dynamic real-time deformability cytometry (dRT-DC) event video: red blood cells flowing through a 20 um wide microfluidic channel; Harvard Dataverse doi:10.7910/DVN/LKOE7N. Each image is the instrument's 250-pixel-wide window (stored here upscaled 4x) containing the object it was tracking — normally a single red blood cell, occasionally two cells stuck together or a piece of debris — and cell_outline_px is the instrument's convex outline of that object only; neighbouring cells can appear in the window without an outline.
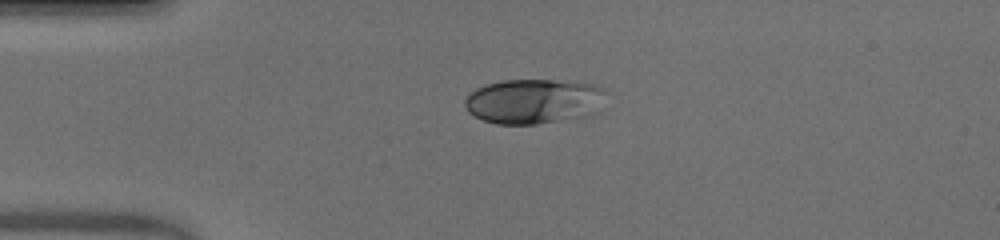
{"species": "human", "species_latin": "Homo sapiens", "temperature_condition": "warm", "stored_images_in_passage": 40, "camera_frame_rate_fps": 3000, "um_per_image_px": 0.085, "donor": {"sex": "male"}, "frame": {"image": 1, "passage_image": 1, "time_ms": 0.0, "image_size_px": [1000, 240], "cell_outline_px": [[608, 92], [600, 112], [588, 116], [536, 124], [496, 124], [484, 120], [468, 112], [464, 104], [464, 100], [476, 88], [488, 84], [504, 80], [552, 80], [592, 84], [604, 88]], "centroid_in_image_um": [45.44, 8.61], "position_along_channel_um": 39.6, "area_um2": 37.22}}
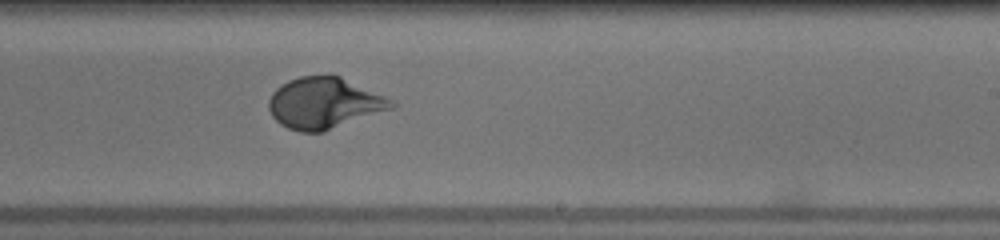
{"frame": {"image": 2, "passage_image": 20, "time_ms": 6.333, "image_size_px": [1000, 240], "cell_outline_px": [[400, 104], [396, 108], [324, 132], [300, 132], [288, 128], [280, 124], [272, 116], [268, 108], [268, 100], [272, 92], [276, 88], [288, 80], [300, 76], [340, 76], [384, 96]], "centroid_in_image_um": [27.58, 8.79], "position_along_channel_um": 261.4, "area_um2": 36.82}}
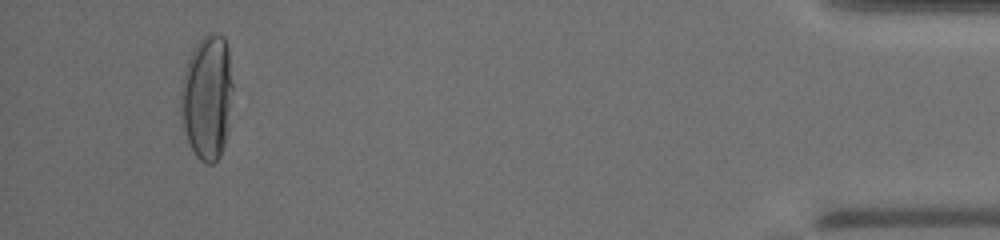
{"frame": {"image": 3, "passage_image": 37, "time_ms": 12.0, "image_size_px": [1000, 240], "cell_outline_px": [[232, 88], [228, 132], [220, 156], [212, 164], [204, 164], [196, 156], [188, 144], [180, 112], [180, 84], [188, 60], [196, 44], [208, 32], [216, 32], [224, 36], [228, 48], [232, 84]], "centroid_in_image_um": [17.6, 8.28], "position_along_channel_um": 417.6, "area_um2": 38.15}, "authors_computed_cell_mechanics": {"area_um2": 35.9227, "velocity_mm_per_s": 3.9804, "shape_relaxation_time_tau1_ms": 3.4077, "shape_relaxation_time_tau2_ms": null, "deformation_change_tau1": 0.217, "deformation_change_tau2": null}}